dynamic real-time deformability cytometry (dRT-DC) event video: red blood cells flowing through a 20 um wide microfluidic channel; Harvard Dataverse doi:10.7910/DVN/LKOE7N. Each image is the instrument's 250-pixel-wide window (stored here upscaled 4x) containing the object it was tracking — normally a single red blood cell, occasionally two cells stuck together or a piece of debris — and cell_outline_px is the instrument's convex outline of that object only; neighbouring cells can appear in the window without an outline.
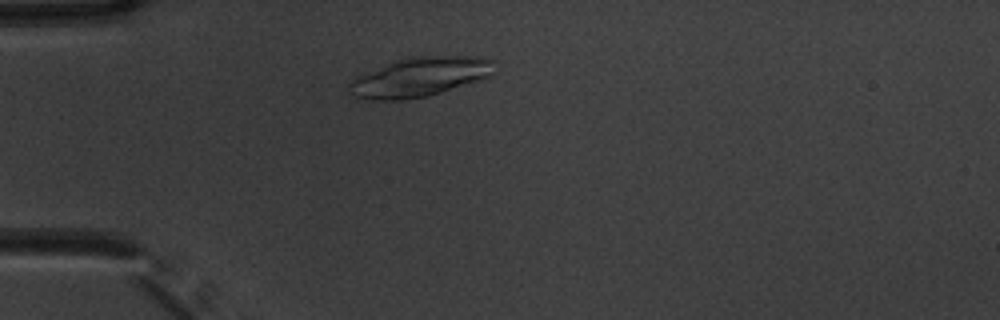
{"species": "common noctule bat (a hibernating species)", "species_latin": "Nyctalus noctula", "temperature_condition": "warm", "stored_images_in_passage": 45, "camera_frame_rate_fps": 3000, "um_per_image_px": 0.085, "animal": {"sex": "male", "body_mass_g": 20.1, "forearm_length_mm": 53.5}, "frame": {"image": 1, "passage_image": 7, "time_ms": 2.0, "image_size_px": [1000, 320], "cell_outline_px": [[500, 72], [496, 76], [428, 96], [404, 100], [372, 100], [352, 96], [348, 92], [348, 84], [356, 76], [392, 60], [420, 56], [476, 56], [496, 60]], "centroid_in_image_um": [35.79, 6.54], "position_along_channel_um": 49.2, "area_um2": 34.39}}
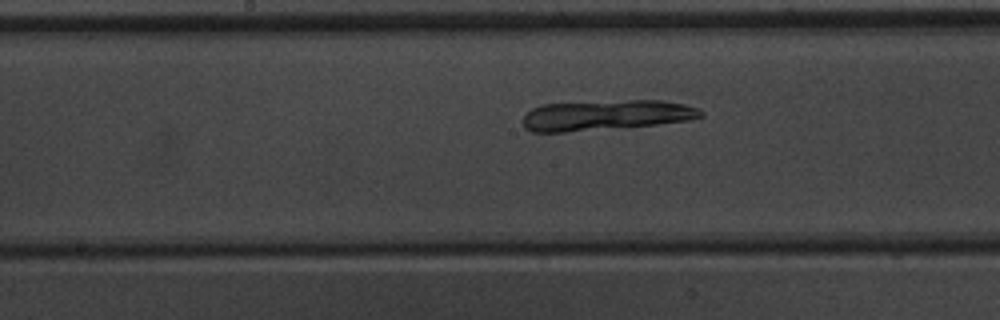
{"frame": {"image": 2, "passage_image": 20, "time_ms": 6.333, "image_size_px": [1000, 320], "cell_outline_px": [[704, 116], [688, 120], [656, 124], [564, 132], [532, 132], [524, 128], [524, 116], [532, 108], [540, 104], [628, 100], [660, 100], [684, 104], [696, 108], [704, 112]], "centroid_in_image_um": [51.49, 9.78], "position_along_channel_um": 196.7, "area_um2": 31.15}}
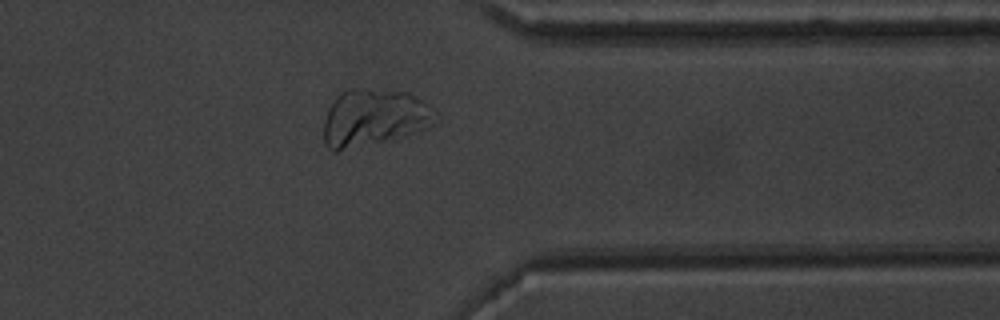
{"frame": {"image": 3, "passage_image": 35, "time_ms": 11.333, "image_size_px": [1000, 320], "cell_outline_px": [[432, 108], [428, 128], [404, 136], [336, 152], [332, 152], [324, 144], [324, 120], [328, 108], [332, 100], [340, 92], [348, 88], [364, 88], [408, 92]], "centroid_in_image_um": [31.66, 10.0], "position_along_channel_um": 379.7, "area_um2": 36.82}}